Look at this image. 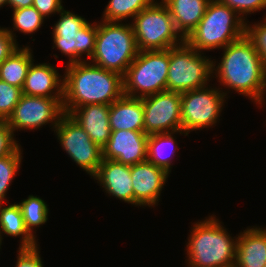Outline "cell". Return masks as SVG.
I'll list each match as a JSON object with an SVG mask.
<instances>
[{
	"mask_svg": "<svg viewBox=\"0 0 266 267\" xmlns=\"http://www.w3.org/2000/svg\"><path fill=\"white\" fill-rule=\"evenodd\" d=\"M32 4L33 0H7V5L12 10L30 7Z\"/></svg>",
	"mask_w": 266,
	"mask_h": 267,
	"instance_id": "36",
	"label": "cell"
},
{
	"mask_svg": "<svg viewBox=\"0 0 266 267\" xmlns=\"http://www.w3.org/2000/svg\"><path fill=\"white\" fill-rule=\"evenodd\" d=\"M22 146L14 153L0 158V204L8 203L7 192L22 164Z\"/></svg>",
	"mask_w": 266,
	"mask_h": 267,
	"instance_id": "28",
	"label": "cell"
},
{
	"mask_svg": "<svg viewBox=\"0 0 266 267\" xmlns=\"http://www.w3.org/2000/svg\"><path fill=\"white\" fill-rule=\"evenodd\" d=\"M17 204L20 206L26 229L36 239V228L39 229L48 221L49 208L47 203L37 195H29Z\"/></svg>",
	"mask_w": 266,
	"mask_h": 267,
	"instance_id": "25",
	"label": "cell"
},
{
	"mask_svg": "<svg viewBox=\"0 0 266 267\" xmlns=\"http://www.w3.org/2000/svg\"><path fill=\"white\" fill-rule=\"evenodd\" d=\"M54 134L68 157L92 178L103 160V149L67 113L61 116L54 128Z\"/></svg>",
	"mask_w": 266,
	"mask_h": 267,
	"instance_id": "11",
	"label": "cell"
},
{
	"mask_svg": "<svg viewBox=\"0 0 266 267\" xmlns=\"http://www.w3.org/2000/svg\"><path fill=\"white\" fill-rule=\"evenodd\" d=\"M253 23L246 21V35L252 40L256 50L259 52L266 72V17L260 22Z\"/></svg>",
	"mask_w": 266,
	"mask_h": 267,
	"instance_id": "30",
	"label": "cell"
},
{
	"mask_svg": "<svg viewBox=\"0 0 266 267\" xmlns=\"http://www.w3.org/2000/svg\"><path fill=\"white\" fill-rule=\"evenodd\" d=\"M69 115L86 131L90 139L103 148L111 135L109 105L86 104L75 107Z\"/></svg>",
	"mask_w": 266,
	"mask_h": 267,
	"instance_id": "18",
	"label": "cell"
},
{
	"mask_svg": "<svg viewBox=\"0 0 266 267\" xmlns=\"http://www.w3.org/2000/svg\"><path fill=\"white\" fill-rule=\"evenodd\" d=\"M266 266V227L249 226L238 233L234 267Z\"/></svg>",
	"mask_w": 266,
	"mask_h": 267,
	"instance_id": "19",
	"label": "cell"
},
{
	"mask_svg": "<svg viewBox=\"0 0 266 267\" xmlns=\"http://www.w3.org/2000/svg\"><path fill=\"white\" fill-rule=\"evenodd\" d=\"M13 29L6 27L8 33L18 43L15 31H19L24 35H30L44 25L45 18L36 10L34 6L12 10ZM43 24V25H42Z\"/></svg>",
	"mask_w": 266,
	"mask_h": 267,
	"instance_id": "27",
	"label": "cell"
},
{
	"mask_svg": "<svg viewBox=\"0 0 266 267\" xmlns=\"http://www.w3.org/2000/svg\"><path fill=\"white\" fill-rule=\"evenodd\" d=\"M111 131H144V109L142 98L122 95L109 105Z\"/></svg>",
	"mask_w": 266,
	"mask_h": 267,
	"instance_id": "20",
	"label": "cell"
},
{
	"mask_svg": "<svg viewBox=\"0 0 266 267\" xmlns=\"http://www.w3.org/2000/svg\"><path fill=\"white\" fill-rule=\"evenodd\" d=\"M138 51L166 50L185 39L177 31L169 9L155 0L131 21Z\"/></svg>",
	"mask_w": 266,
	"mask_h": 267,
	"instance_id": "6",
	"label": "cell"
},
{
	"mask_svg": "<svg viewBox=\"0 0 266 267\" xmlns=\"http://www.w3.org/2000/svg\"><path fill=\"white\" fill-rule=\"evenodd\" d=\"M222 51L219 62L213 59V78L218 87L225 88L220 89L226 97L232 90L261 108L266 102V72L252 40L245 34Z\"/></svg>",
	"mask_w": 266,
	"mask_h": 267,
	"instance_id": "1",
	"label": "cell"
},
{
	"mask_svg": "<svg viewBox=\"0 0 266 267\" xmlns=\"http://www.w3.org/2000/svg\"><path fill=\"white\" fill-rule=\"evenodd\" d=\"M169 9L175 27L186 39L203 18L210 0H161Z\"/></svg>",
	"mask_w": 266,
	"mask_h": 267,
	"instance_id": "21",
	"label": "cell"
},
{
	"mask_svg": "<svg viewBox=\"0 0 266 267\" xmlns=\"http://www.w3.org/2000/svg\"><path fill=\"white\" fill-rule=\"evenodd\" d=\"M39 248H18L14 267H44Z\"/></svg>",
	"mask_w": 266,
	"mask_h": 267,
	"instance_id": "33",
	"label": "cell"
},
{
	"mask_svg": "<svg viewBox=\"0 0 266 267\" xmlns=\"http://www.w3.org/2000/svg\"><path fill=\"white\" fill-rule=\"evenodd\" d=\"M7 5V0H0V8H3Z\"/></svg>",
	"mask_w": 266,
	"mask_h": 267,
	"instance_id": "37",
	"label": "cell"
},
{
	"mask_svg": "<svg viewBox=\"0 0 266 267\" xmlns=\"http://www.w3.org/2000/svg\"><path fill=\"white\" fill-rule=\"evenodd\" d=\"M110 197L134 205V190L130 166L115 160L103 159L97 172L92 176Z\"/></svg>",
	"mask_w": 266,
	"mask_h": 267,
	"instance_id": "16",
	"label": "cell"
},
{
	"mask_svg": "<svg viewBox=\"0 0 266 267\" xmlns=\"http://www.w3.org/2000/svg\"><path fill=\"white\" fill-rule=\"evenodd\" d=\"M33 61L32 48L29 45L19 47L0 64V80L22 89Z\"/></svg>",
	"mask_w": 266,
	"mask_h": 267,
	"instance_id": "24",
	"label": "cell"
},
{
	"mask_svg": "<svg viewBox=\"0 0 266 267\" xmlns=\"http://www.w3.org/2000/svg\"><path fill=\"white\" fill-rule=\"evenodd\" d=\"M58 15L60 18L51 27L52 49L56 48L68 57L67 65L89 61L95 51L97 21L90 23L84 17L64 8ZM83 55H86V60Z\"/></svg>",
	"mask_w": 266,
	"mask_h": 267,
	"instance_id": "7",
	"label": "cell"
},
{
	"mask_svg": "<svg viewBox=\"0 0 266 267\" xmlns=\"http://www.w3.org/2000/svg\"><path fill=\"white\" fill-rule=\"evenodd\" d=\"M138 53L131 22L98 21L90 63L124 76Z\"/></svg>",
	"mask_w": 266,
	"mask_h": 267,
	"instance_id": "5",
	"label": "cell"
},
{
	"mask_svg": "<svg viewBox=\"0 0 266 267\" xmlns=\"http://www.w3.org/2000/svg\"><path fill=\"white\" fill-rule=\"evenodd\" d=\"M63 75L64 113L86 104L110 105L123 95V76L89 61L66 65Z\"/></svg>",
	"mask_w": 266,
	"mask_h": 267,
	"instance_id": "2",
	"label": "cell"
},
{
	"mask_svg": "<svg viewBox=\"0 0 266 267\" xmlns=\"http://www.w3.org/2000/svg\"><path fill=\"white\" fill-rule=\"evenodd\" d=\"M28 69L22 94L48 98H63L64 75L50 63H34Z\"/></svg>",
	"mask_w": 266,
	"mask_h": 267,
	"instance_id": "17",
	"label": "cell"
},
{
	"mask_svg": "<svg viewBox=\"0 0 266 267\" xmlns=\"http://www.w3.org/2000/svg\"><path fill=\"white\" fill-rule=\"evenodd\" d=\"M134 190V206L154 208L158 206L160 196L169 177L164 169L149 161L130 166Z\"/></svg>",
	"mask_w": 266,
	"mask_h": 267,
	"instance_id": "14",
	"label": "cell"
},
{
	"mask_svg": "<svg viewBox=\"0 0 266 267\" xmlns=\"http://www.w3.org/2000/svg\"><path fill=\"white\" fill-rule=\"evenodd\" d=\"M186 41L169 48L167 91L183 93L209 85L213 81V60Z\"/></svg>",
	"mask_w": 266,
	"mask_h": 267,
	"instance_id": "8",
	"label": "cell"
},
{
	"mask_svg": "<svg viewBox=\"0 0 266 267\" xmlns=\"http://www.w3.org/2000/svg\"><path fill=\"white\" fill-rule=\"evenodd\" d=\"M19 47V43L12 38L6 27L0 26V64Z\"/></svg>",
	"mask_w": 266,
	"mask_h": 267,
	"instance_id": "34",
	"label": "cell"
},
{
	"mask_svg": "<svg viewBox=\"0 0 266 267\" xmlns=\"http://www.w3.org/2000/svg\"><path fill=\"white\" fill-rule=\"evenodd\" d=\"M63 98H48L22 94L13 113L7 119L13 133L16 131H34L51 124L52 131L64 114Z\"/></svg>",
	"mask_w": 266,
	"mask_h": 267,
	"instance_id": "12",
	"label": "cell"
},
{
	"mask_svg": "<svg viewBox=\"0 0 266 267\" xmlns=\"http://www.w3.org/2000/svg\"><path fill=\"white\" fill-rule=\"evenodd\" d=\"M189 136L188 133L179 130L175 132L157 133L148 136L147 140V161L155 166L171 173L173 158L178 152V142L175 135Z\"/></svg>",
	"mask_w": 266,
	"mask_h": 267,
	"instance_id": "22",
	"label": "cell"
},
{
	"mask_svg": "<svg viewBox=\"0 0 266 267\" xmlns=\"http://www.w3.org/2000/svg\"><path fill=\"white\" fill-rule=\"evenodd\" d=\"M62 2V0H33L32 6H34L45 19H49L53 14H58L64 8Z\"/></svg>",
	"mask_w": 266,
	"mask_h": 267,
	"instance_id": "35",
	"label": "cell"
},
{
	"mask_svg": "<svg viewBox=\"0 0 266 267\" xmlns=\"http://www.w3.org/2000/svg\"><path fill=\"white\" fill-rule=\"evenodd\" d=\"M228 97L219 87H205L181 93L182 131L190 133L204 128H214Z\"/></svg>",
	"mask_w": 266,
	"mask_h": 267,
	"instance_id": "10",
	"label": "cell"
},
{
	"mask_svg": "<svg viewBox=\"0 0 266 267\" xmlns=\"http://www.w3.org/2000/svg\"><path fill=\"white\" fill-rule=\"evenodd\" d=\"M246 34V22L220 0H210L205 14L185 41L198 52L222 50Z\"/></svg>",
	"mask_w": 266,
	"mask_h": 267,
	"instance_id": "4",
	"label": "cell"
},
{
	"mask_svg": "<svg viewBox=\"0 0 266 267\" xmlns=\"http://www.w3.org/2000/svg\"><path fill=\"white\" fill-rule=\"evenodd\" d=\"M225 5L236 11L246 22L247 16L266 10V0H220ZM266 17V14H264Z\"/></svg>",
	"mask_w": 266,
	"mask_h": 267,
	"instance_id": "31",
	"label": "cell"
},
{
	"mask_svg": "<svg viewBox=\"0 0 266 267\" xmlns=\"http://www.w3.org/2000/svg\"><path fill=\"white\" fill-rule=\"evenodd\" d=\"M22 95V89L0 80V120L11 116Z\"/></svg>",
	"mask_w": 266,
	"mask_h": 267,
	"instance_id": "29",
	"label": "cell"
},
{
	"mask_svg": "<svg viewBox=\"0 0 266 267\" xmlns=\"http://www.w3.org/2000/svg\"><path fill=\"white\" fill-rule=\"evenodd\" d=\"M215 214L192 223L186 243L187 267H234L238 234L231 236Z\"/></svg>",
	"mask_w": 266,
	"mask_h": 267,
	"instance_id": "3",
	"label": "cell"
},
{
	"mask_svg": "<svg viewBox=\"0 0 266 267\" xmlns=\"http://www.w3.org/2000/svg\"><path fill=\"white\" fill-rule=\"evenodd\" d=\"M147 135L182 130L181 93L162 91L142 98Z\"/></svg>",
	"mask_w": 266,
	"mask_h": 267,
	"instance_id": "13",
	"label": "cell"
},
{
	"mask_svg": "<svg viewBox=\"0 0 266 267\" xmlns=\"http://www.w3.org/2000/svg\"><path fill=\"white\" fill-rule=\"evenodd\" d=\"M4 235L7 237H19V248H34L38 246V238L35 239L26 229L20 206L15 202L0 204V242Z\"/></svg>",
	"mask_w": 266,
	"mask_h": 267,
	"instance_id": "23",
	"label": "cell"
},
{
	"mask_svg": "<svg viewBox=\"0 0 266 267\" xmlns=\"http://www.w3.org/2000/svg\"><path fill=\"white\" fill-rule=\"evenodd\" d=\"M169 49L138 51L123 76V94L143 98L166 91Z\"/></svg>",
	"mask_w": 266,
	"mask_h": 267,
	"instance_id": "9",
	"label": "cell"
},
{
	"mask_svg": "<svg viewBox=\"0 0 266 267\" xmlns=\"http://www.w3.org/2000/svg\"><path fill=\"white\" fill-rule=\"evenodd\" d=\"M7 121L0 120V158L14 153L21 145Z\"/></svg>",
	"mask_w": 266,
	"mask_h": 267,
	"instance_id": "32",
	"label": "cell"
},
{
	"mask_svg": "<svg viewBox=\"0 0 266 267\" xmlns=\"http://www.w3.org/2000/svg\"><path fill=\"white\" fill-rule=\"evenodd\" d=\"M148 136L144 131H111L103 149V159L115 160L133 166L147 160Z\"/></svg>",
	"mask_w": 266,
	"mask_h": 267,
	"instance_id": "15",
	"label": "cell"
},
{
	"mask_svg": "<svg viewBox=\"0 0 266 267\" xmlns=\"http://www.w3.org/2000/svg\"><path fill=\"white\" fill-rule=\"evenodd\" d=\"M155 0H109L103 11L102 21L129 22Z\"/></svg>",
	"mask_w": 266,
	"mask_h": 267,
	"instance_id": "26",
	"label": "cell"
}]
</instances>
